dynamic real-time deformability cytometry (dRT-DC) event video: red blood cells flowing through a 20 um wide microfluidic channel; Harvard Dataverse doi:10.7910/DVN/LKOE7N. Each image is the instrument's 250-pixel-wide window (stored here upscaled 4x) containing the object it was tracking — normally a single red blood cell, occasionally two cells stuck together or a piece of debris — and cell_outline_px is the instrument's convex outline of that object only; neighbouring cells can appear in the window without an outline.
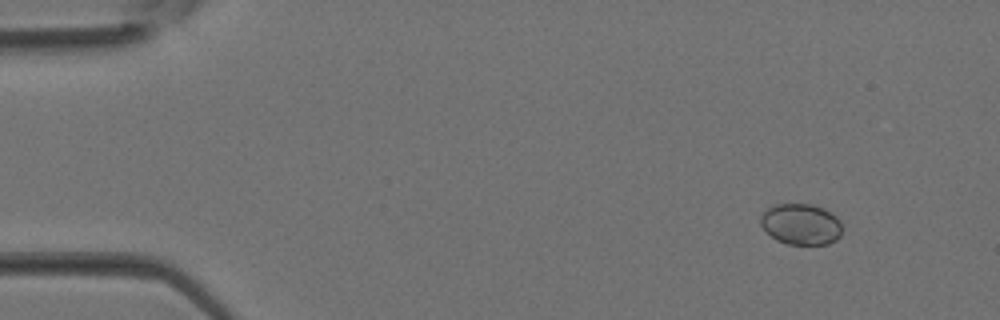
{"species": "Egyptian fruit bat (a non-hibernating species)", "species_latin": "Rousettus aegyptiacus", "temperature_condition": "room temperature", "stored_images_in_passage": 5, "camera_frame_rate_fps": 3000, "um_per_image_px": 0.085, "animal": {"sex": "female"}, "frame": {"image": 1, "passage_image": 2, "time_ms": 0.333, "image_size_px": [1000, 320], "cell_outline_px": [[840, 236], [836, 240], [828, 244], [788, 244], [776, 240], [760, 224], [760, 216], [768, 208], [776, 204], [812, 204], [824, 208], [836, 216], [840, 220]], "centroid_in_image_um": [68.09, 19.05], "position_along_channel_um": 16.9, "area_um2": 19.42}}
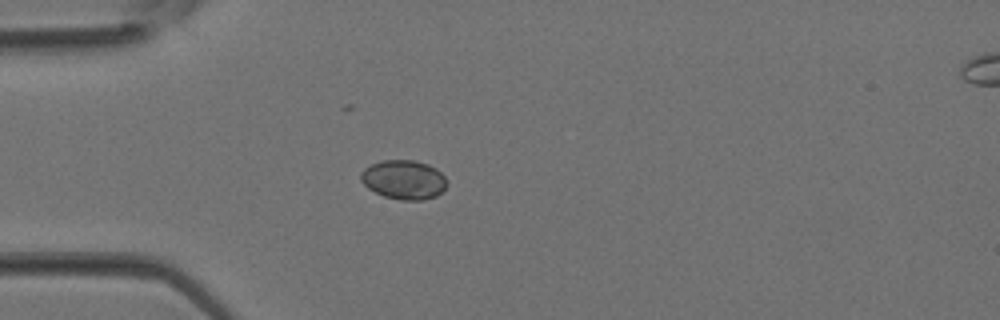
{"frame": {"image": 2, "passage_image": 4, "time_ms": 1.0, "image_size_px": [1000, 320], "cell_outline_px": [[448, 184], [436, 196], [424, 200], [400, 200], [384, 196], [368, 188], [360, 180], [360, 172], [364, 168], [372, 164], [384, 160], [412, 160], [428, 164], [436, 168], [444, 176]], "centroid_in_image_um": [34.32, 15.27], "position_along_channel_um": 50.7, "area_um2": 19.65}}